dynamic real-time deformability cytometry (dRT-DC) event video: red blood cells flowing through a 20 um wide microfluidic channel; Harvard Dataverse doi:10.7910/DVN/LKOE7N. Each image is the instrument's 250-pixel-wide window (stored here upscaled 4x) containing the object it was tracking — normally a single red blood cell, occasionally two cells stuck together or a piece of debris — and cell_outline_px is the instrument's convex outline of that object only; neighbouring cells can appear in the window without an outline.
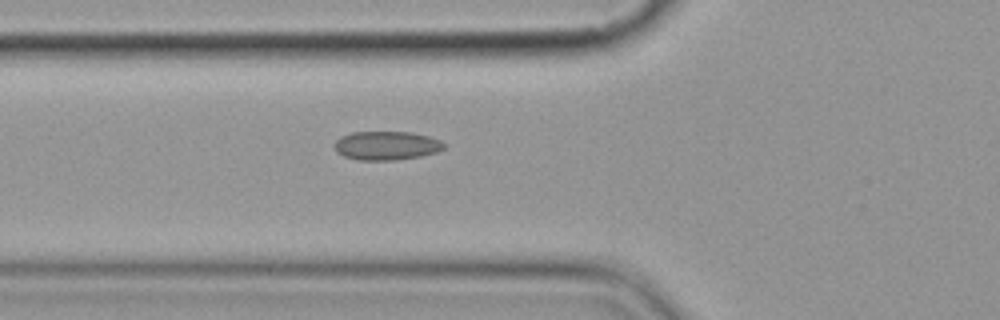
{"species": "common noctule bat (a hibernating species)", "species_latin": "Nyctalus noctula", "temperature_condition": "cold", "stored_images_in_passage": 3, "camera_frame_rate_fps": 3000, "um_per_image_px": 0.085, "animal": {"sex": "female", "body_mass_g": 19.9}, "frame": {"image": 1, "passage_image": 3, "time_ms": 2.333, "image_size_px": [1000, 320], "cell_outline_px": [[444, 148], [436, 152], [420, 156], [396, 160], [360, 160], [344, 156], [336, 152], [332, 144], [340, 136], [352, 132], [412, 132], [428, 136], [440, 140], [444, 144]], "centroid_in_image_um": [32.8, 12.37], "position_along_channel_um": 93.0, "area_um2": 18.44}}